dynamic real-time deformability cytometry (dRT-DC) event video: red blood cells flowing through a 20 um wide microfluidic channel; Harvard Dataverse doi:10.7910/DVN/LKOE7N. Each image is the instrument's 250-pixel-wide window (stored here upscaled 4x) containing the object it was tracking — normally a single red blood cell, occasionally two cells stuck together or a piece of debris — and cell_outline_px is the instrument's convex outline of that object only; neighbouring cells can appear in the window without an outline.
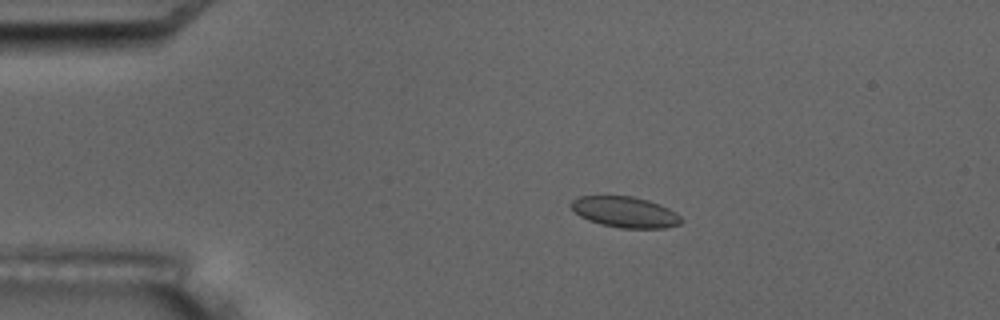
{"species": "common noctule bat (a hibernating species)", "species_latin": "Nyctalus noctula", "temperature_condition": "room temperature", "stored_images_in_passage": 15, "camera_frame_rate_fps": 3000, "um_per_image_px": 0.085, "animal": {"sex": "male", "body_mass_g": 17.5, "forearm_length_mm": 52.3}, "frame": {"image": 1, "passage_image": 3, "time_ms": 3.0, "image_size_px": [1000, 320], "cell_outline_px": [[684, 220], [680, 224], [664, 228], [620, 228], [600, 224], [588, 220], [580, 216], [568, 204], [572, 200], [580, 196], [632, 196], [648, 200], [660, 204], [676, 212]], "centroid_in_image_um": [53.14, 18.02], "position_along_channel_um": 31.9, "area_um2": 19.88}, "authors_computed_cell_mechanics": {"area_um2": 19.652, "velocity_mm_per_s": 3.4921, "shape_relaxation_time_tau1_ms": 1.2838, "shape_relaxation_time_tau2_ms": 5.1127, "deformation_change_tau1": 0.0277, "deformation_change_tau2": 0.0716}}